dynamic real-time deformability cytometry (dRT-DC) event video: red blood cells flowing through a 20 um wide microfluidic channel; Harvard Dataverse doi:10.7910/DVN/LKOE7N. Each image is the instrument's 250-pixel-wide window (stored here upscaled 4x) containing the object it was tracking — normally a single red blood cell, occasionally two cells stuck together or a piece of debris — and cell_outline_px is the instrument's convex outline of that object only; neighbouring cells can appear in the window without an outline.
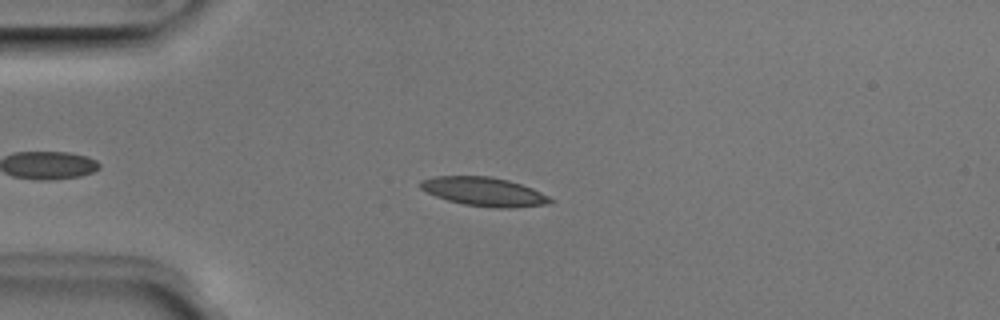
{"species": "Egyptian fruit bat (a non-hibernating species)", "species_latin": "Rousettus aegyptiacus", "temperature_condition": "room temperature", "stored_images_in_passage": 46, "camera_frame_rate_fps": 3000, "um_per_image_px": 0.085, "animal": {"sex": "male"}, "frame": {"image": 1, "passage_image": 11, "time_ms": 3.333, "image_size_px": [1000, 320], "cell_outline_px": [[556, 200], [548, 204], [512, 208], [492, 208], [464, 204], [448, 200], [436, 196], [420, 188], [420, 180], [436, 176], [488, 176], [508, 180], [532, 188]], "centroid_in_image_um": [41.16, 16.3], "position_along_channel_um": 43.8, "area_um2": 21.73}}
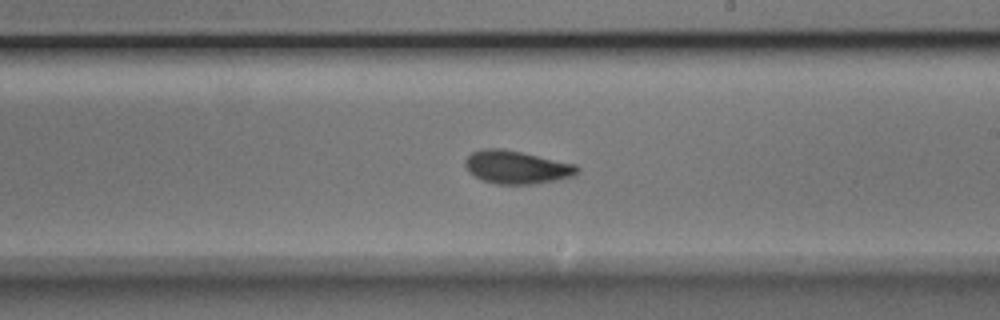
{"frame": {"image": 2, "passage_image": 28, "time_ms": 9.0, "image_size_px": [1000, 320], "cell_outline_px": [[580, 172], [576, 176], [560, 180], [532, 184], [496, 184], [480, 180], [468, 172], [464, 164], [464, 160], [472, 152], [484, 148], [500, 148], [520, 152], [576, 164], [580, 168]], "centroid_in_image_um": [43.93, 14.23], "position_along_channel_um": 245.1, "area_um2": 21.91}}
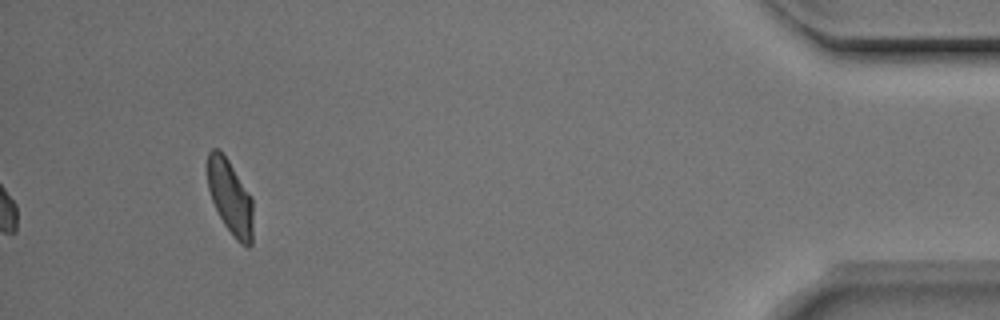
{"frame": {"image": 3, "passage_image": 46, "time_ms": 15.0, "image_size_px": [1000, 320], "cell_outline_px": [[252, 244], [248, 248], [240, 244], [236, 240], [224, 224], [212, 200], [208, 188], [208, 152], [212, 148], [216, 148], [228, 160], [252, 196]], "centroid_in_image_um": [19.58, 16.8], "position_along_channel_um": 415.6, "area_um2": 19.59}, "authors_computed_cell_mechanics": {"area_um2": 20.9814, "velocity_mm_per_s": 3.9507, "shape_relaxation_time_tau1_ms": 2.9236, "shape_relaxation_time_tau2_ms": 1.738, "deformation_change_tau1": 0.1243, "deformation_change_tau2": 0.0784}}